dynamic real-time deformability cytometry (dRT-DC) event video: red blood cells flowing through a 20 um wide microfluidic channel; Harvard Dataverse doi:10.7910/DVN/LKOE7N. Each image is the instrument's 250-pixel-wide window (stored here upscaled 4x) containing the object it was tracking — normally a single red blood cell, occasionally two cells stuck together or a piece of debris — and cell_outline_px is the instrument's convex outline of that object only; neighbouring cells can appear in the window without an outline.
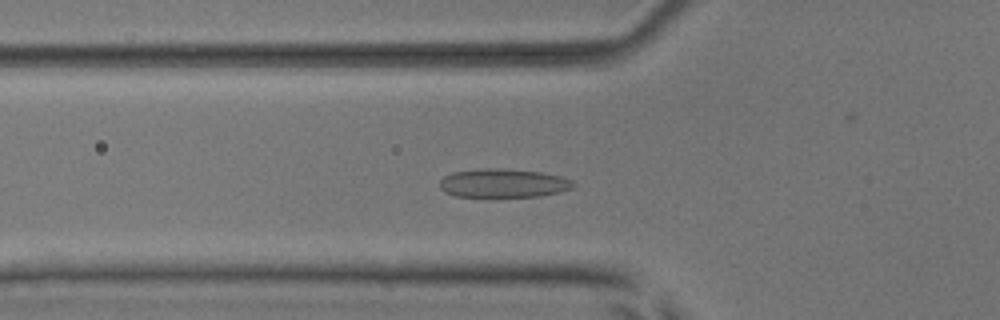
{"species": "common noctule bat (a hibernating species)", "species_latin": "Nyctalus noctula", "temperature_condition": "room temperature", "stored_images_in_passage": 37, "camera_frame_rate_fps": 3000, "um_per_image_px": 0.085, "animal": {"sex": "male", "body_mass_g": 17.9, "forearm_length_mm": 54.2}, "frame": {"image": 1, "passage_image": 2, "time_ms": 0.333, "image_size_px": [1000, 320], "cell_outline_px": [[576, 184], [572, 188], [560, 192], [540, 196], [456, 196], [444, 192], [440, 188], [440, 180], [444, 176], [452, 172], [484, 168], [504, 168], [544, 172], [560, 176], [572, 180]], "centroid_in_image_um": [42.8, 15.55], "position_along_channel_um": 83.0, "area_um2": 22.43}}
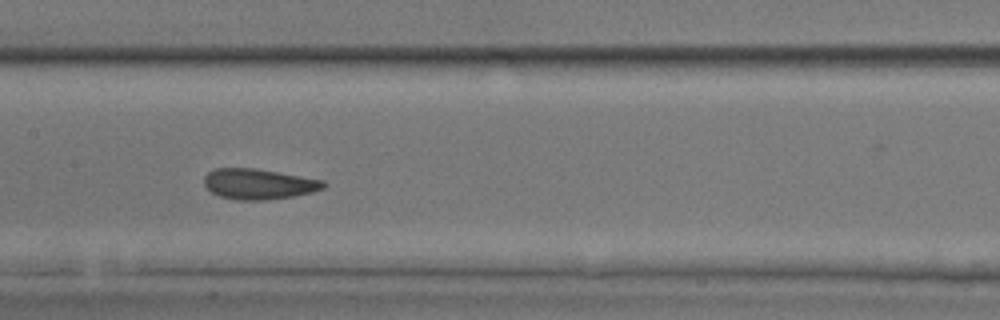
{"frame": {"image": 2, "passage_image": 10, "time_ms": 3.0, "image_size_px": [1000, 320], "cell_outline_px": [[328, 184], [324, 188], [312, 192], [292, 196], [264, 200], [240, 200], [220, 196], [212, 192], [204, 184], [204, 176], [212, 168], [256, 168], [324, 180]], "centroid_in_image_um": [21.99, 15.63], "position_along_channel_um": 185.4, "area_um2": 21.21}}
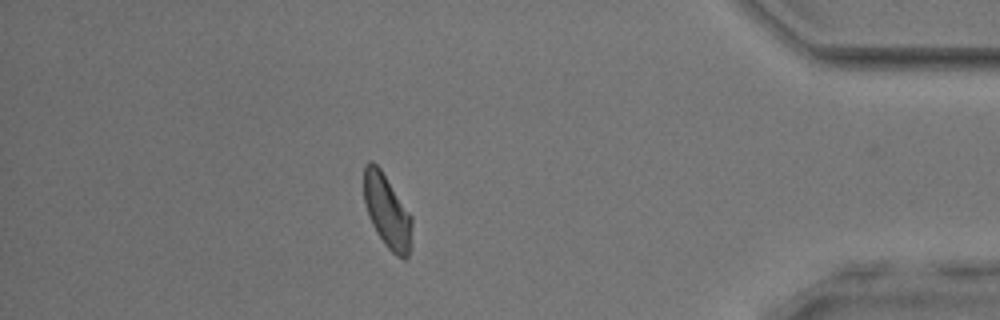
{"frame": {"image": 3, "passage_image": 30, "time_ms": 9.667, "image_size_px": [1000, 320], "cell_outline_px": [[412, 244], [408, 256], [404, 260], [396, 256], [384, 244], [376, 232], [368, 216], [364, 204], [364, 164], [368, 160], [372, 160], [380, 168], [412, 216]], "centroid_in_image_um": [32.91, 17.98], "position_along_channel_um": 402.3, "area_um2": 20.87}, "authors_computed_cell_mechanics": {"area_um2": 21.2126, "velocity_mm_per_s": 3.8424, "shape_relaxation_time_tau1_ms": 3.41, "shape_relaxation_time_tau2_ms": 1.2044, "deformation_change_tau1": 0.1017, "deformation_change_tau2": 0.0704}}